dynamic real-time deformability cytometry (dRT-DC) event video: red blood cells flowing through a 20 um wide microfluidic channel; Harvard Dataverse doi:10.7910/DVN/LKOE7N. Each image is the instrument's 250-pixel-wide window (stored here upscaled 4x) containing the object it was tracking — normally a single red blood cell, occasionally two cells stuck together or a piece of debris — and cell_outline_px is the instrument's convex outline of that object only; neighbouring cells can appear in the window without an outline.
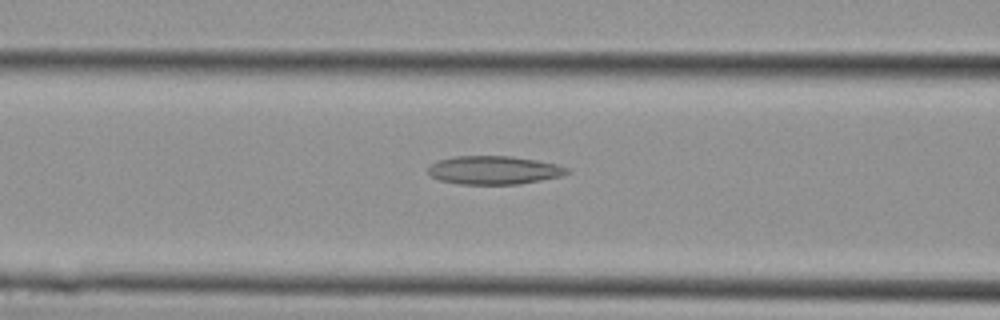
{"species": "Egyptian fruit bat (a non-hibernating species)", "species_latin": "Rousettus aegyptiacus", "temperature_condition": "cold", "stored_images_in_passage": 19, "camera_frame_rate_fps": 3000, "um_per_image_px": 0.085, "animal": {"sex": "female"}, "frame": {"image": 1, "passage_image": 11, "time_ms": 3.333, "image_size_px": [1000, 320], "cell_outline_px": [[572, 172], [560, 176], [520, 184], [460, 184], [440, 180], [428, 176], [428, 164], [436, 160], [452, 156], [512, 156], [536, 160], [556, 164], [568, 168]], "centroid_in_image_um": [41.93, 14.45], "position_along_channel_um": 124.7, "area_um2": 23.24}}
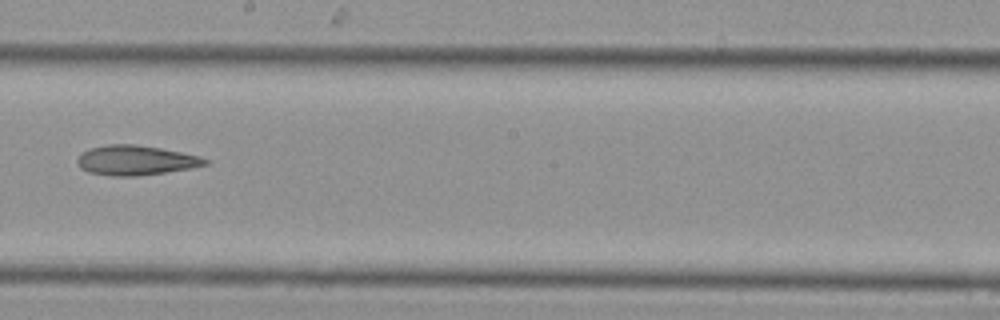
{"frame": {"image": 2, "passage_image": 16, "time_ms": 5.0, "image_size_px": [1000, 320], "cell_outline_px": [[208, 164], [192, 168], [136, 176], [108, 176], [88, 172], [80, 168], [76, 164], [76, 160], [84, 152], [92, 148], [108, 144], [136, 144], [160, 148], [200, 156], [208, 160]], "centroid_in_image_um": [11.52, 13.63], "position_along_channel_um": 236.7, "area_um2": 22.08}}
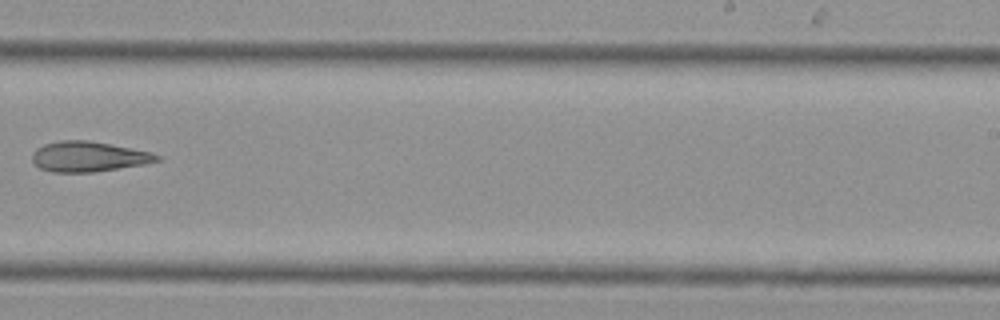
{"frame": {"image": 3, "passage_image": 18, "time_ms": 5.667, "image_size_px": [1000, 320], "cell_outline_px": [[164, 160], [144, 164], [92, 172], [52, 172], [40, 168], [32, 160], [32, 152], [36, 148], [44, 144], [60, 140], [88, 140], [152, 152], [160, 156]], "centroid_in_image_um": [7.53, 13.3], "position_along_channel_um": 281.5, "area_um2": 21.96}}